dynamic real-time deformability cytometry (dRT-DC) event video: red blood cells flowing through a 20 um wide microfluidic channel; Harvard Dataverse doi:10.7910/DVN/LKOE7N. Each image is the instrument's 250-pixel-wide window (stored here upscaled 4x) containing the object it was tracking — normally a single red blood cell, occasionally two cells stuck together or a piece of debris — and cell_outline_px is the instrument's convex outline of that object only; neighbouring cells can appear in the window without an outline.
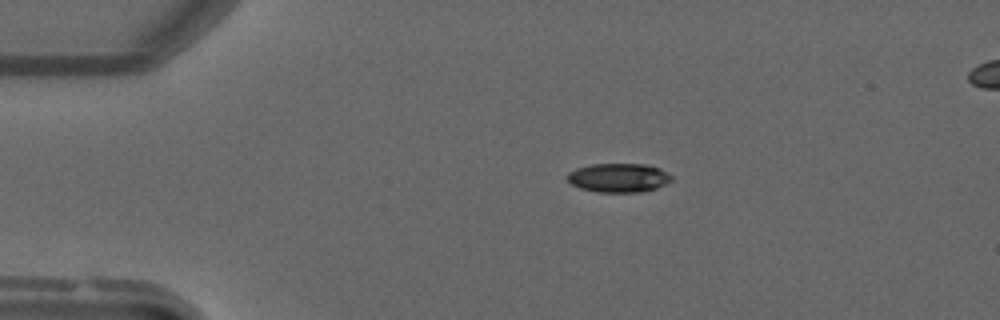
{"species": "common noctule bat (a hibernating species)", "species_latin": "Nyctalus noctula", "temperature_condition": "warm", "stored_images_in_passage": 41, "camera_frame_rate_fps": 3000, "um_per_image_px": 0.085, "animal": {"sex": "male", "forearm_length_mm": 52.5}, "frame": {"image": 1, "passage_image": 1, "time_ms": 0.0, "image_size_px": [1000, 320], "cell_outline_px": [[672, 180], [656, 188], [640, 192], [596, 192], [580, 188], [572, 184], [568, 180], [568, 172], [576, 168], [592, 164], [644, 164], [660, 168], [668, 172], [672, 176]], "centroid_in_image_um": [52.59, 15.11], "position_along_channel_um": 32.4, "area_um2": 17.57}}
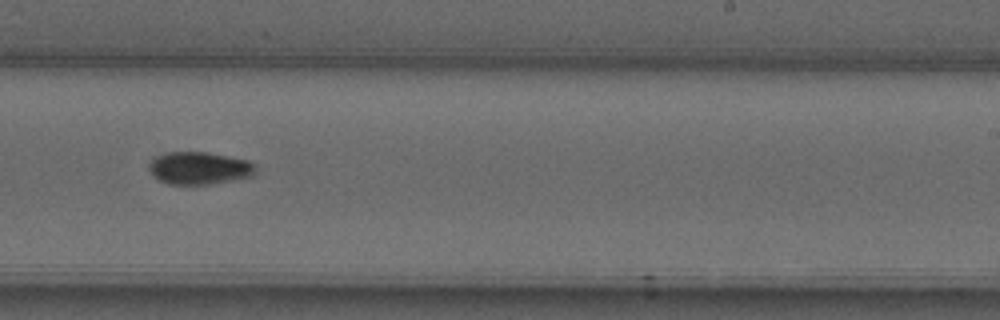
{"frame": {"image": 2, "passage_image": 22, "time_ms": 7.0, "image_size_px": [1000, 320], "cell_outline_px": [[256, 172], [252, 176], [208, 184], [168, 184], [160, 180], [148, 168], [148, 164], [152, 156], [164, 152], [208, 152], [248, 160], [256, 164]], "centroid_in_image_um": [16.92, 14.26], "position_along_channel_um": 272.1, "area_um2": 20.29}}
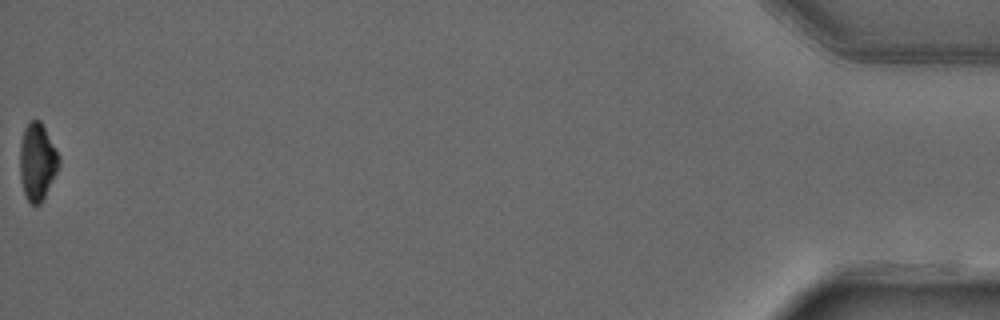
{"frame": {"image": 3, "passage_image": 41, "time_ms": 13.333, "image_size_px": [1000, 320], "cell_outline_px": [[60, 164], [40, 204], [32, 204], [28, 200], [24, 192], [20, 180], [20, 144], [24, 128], [28, 120], [40, 120], [60, 156]], "centroid_in_image_um": [3.16, 13.71], "position_along_channel_um": 432.0, "area_um2": 17.4}}